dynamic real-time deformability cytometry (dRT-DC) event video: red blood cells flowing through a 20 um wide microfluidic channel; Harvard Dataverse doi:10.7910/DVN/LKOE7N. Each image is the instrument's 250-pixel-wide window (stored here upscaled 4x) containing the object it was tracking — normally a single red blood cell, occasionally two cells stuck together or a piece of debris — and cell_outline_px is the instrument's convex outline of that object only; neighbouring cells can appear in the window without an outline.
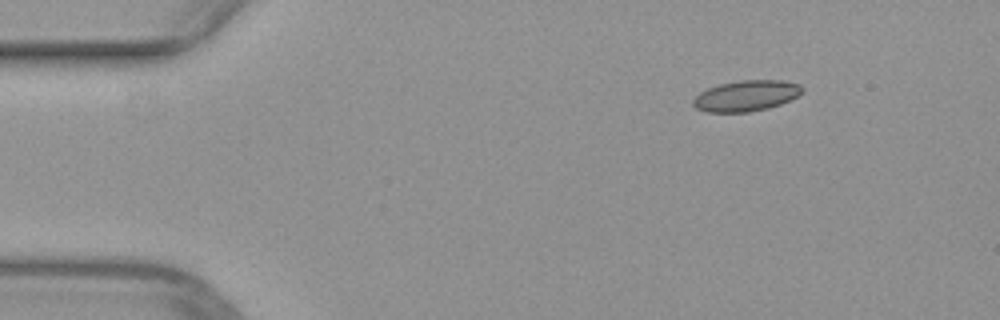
{"species": "common noctule bat (a hibernating species)", "species_latin": "Nyctalus noctula", "temperature_condition": "warm", "stored_images_in_passage": 45, "camera_frame_rate_fps": 3000, "um_per_image_px": 0.085, "animal": {"sex": "female", "body_mass_g": 29.2, "forearm_length_mm": 56.3}, "frame": {"image": 1, "passage_image": 1, "time_ms": 0.0, "image_size_px": [1000, 320], "cell_outline_px": [[804, 92], [780, 104], [768, 108], [748, 112], [704, 112], [696, 108], [692, 104], [692, 100], [700, 92], [708, 88], [720, 84], [740, 80], [784, 80], [800, 84], [804, 88]], "centroid_in_image_um": [63.43, 8.14], "position_along_channel_um": 21.6, "area_um2": 19.65}}
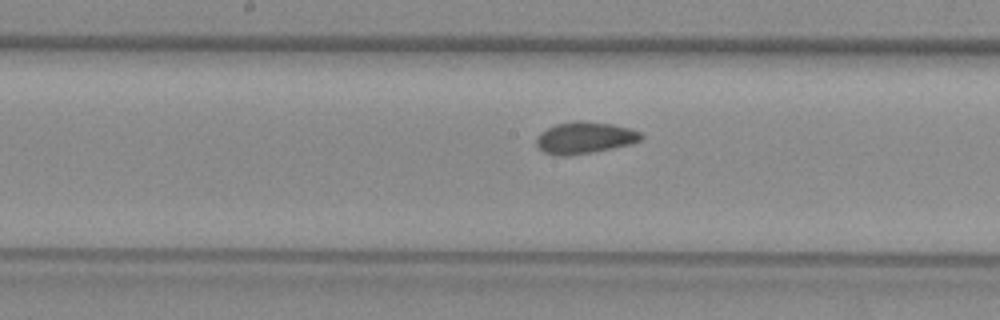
{"frame": {"image": 2, "passage_image": 20, "time_ms": 6.333, "image_size_px": [1000, 320], "cell_outline_px": [[644, 136], [640, 140], [632, 144], [592, 152], [568, 156], [560, 156], [544, 152], [536, 144], [536, 136], [540, 132], [556, 124], [572, 120], [580, 120], [612, 124], [628, 128], [640, 132]], "centroid_in_image_um": [49.68, 11.7], "position_along_channel_um": 198.5, "area_um2": 19.42}}
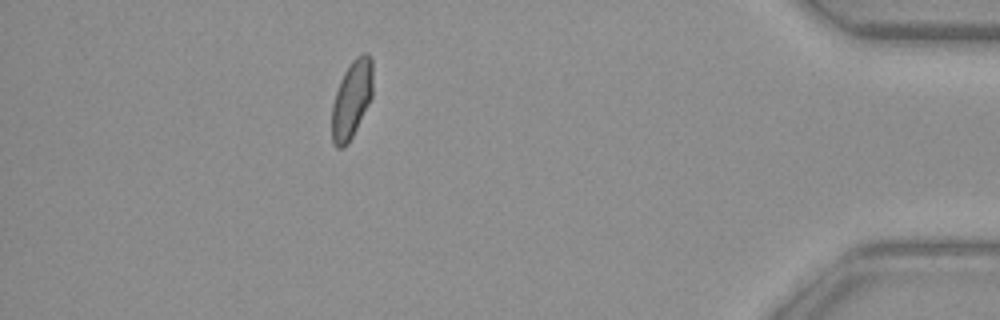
{"frame": {"image": 3, "passage_image": 39, "time_ms": 12.667, "image_size_px": [1000, 320], "cell_outline_px": [[372, 96], [348, 144], [344, 148], [336, 148], [332, 144], [332, 104], [340, 80], [344, 72], [352, 60], [356, 56], [364, 52], [368, 52], [372, 56]], "centroid_in_image_um": [29.89, 8.42], "position_along_channel_um": 405.3, "area_um2": 18.61}}